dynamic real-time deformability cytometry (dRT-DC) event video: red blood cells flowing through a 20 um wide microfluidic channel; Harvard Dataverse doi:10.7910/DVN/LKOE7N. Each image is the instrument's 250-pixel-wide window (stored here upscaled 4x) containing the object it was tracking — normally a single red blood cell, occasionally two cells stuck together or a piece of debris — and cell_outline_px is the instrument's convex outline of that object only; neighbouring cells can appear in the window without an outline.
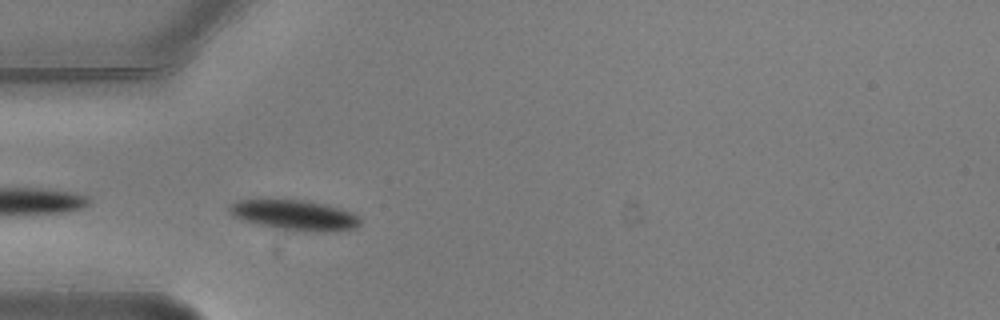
{"species": "common noctule bat (a hibernating species)", "species_latin": "Nyctalus noctula", "temperature_condition": "warm", "stored_images_in_passage": 4, "camera_frame_rate_fps": 3000, "um_per_image_px": 0.085, "animal": {"sex": "male", "body_mass_g": 20.5, "forearm_length_mm": 52.5}, "frame": {"image": 1, "passage_image": 3, "time_ms": 0.667, "image_size_px": [1000, 320], "cell_outline_px": [[360, 224], [356, 228], [332, 232], [320, 232], [276, 228], [244, 220], [232, 216], [228, 208], [236, 200], [300, 200], [324, 204], [352, 212], [360, 220]], "centroid_in_image_um": [25.06, 18.29], "position_along_channel_um": 59.9, "area_um2": 22.6}}